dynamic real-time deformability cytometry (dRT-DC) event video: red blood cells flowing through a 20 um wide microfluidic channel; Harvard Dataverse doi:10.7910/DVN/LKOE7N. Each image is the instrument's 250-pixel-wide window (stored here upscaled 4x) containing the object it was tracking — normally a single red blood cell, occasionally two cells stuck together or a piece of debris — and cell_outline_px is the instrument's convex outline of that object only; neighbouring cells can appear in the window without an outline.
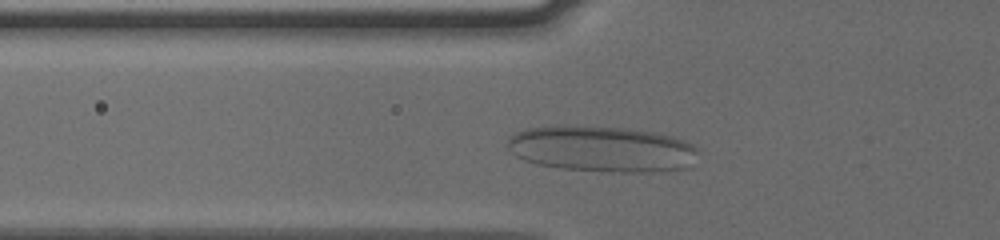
{"species": "human", "species_latin": "Homo sapiens", "temperature_condition": "cold", "stored_images_in_passage": 36, "camera_frame_rate_fps": 3000, "um_per_image_px": 0.085, "donor": {"sex": "male"}, "frame": {"image": 1, "passage_image": 9, "time_ms": 2.667, "image_size_px": [1000, 240], "cell_outline_px": [[696, 152], [688, 168], [656, 172], [608, 172], [560, 168], [536, 164], [524, 160], [516, 156], [508, 148], [508, 136], [516, 132], [528, 128], [552, 124], [624, 128], [652, 132], [672, 136], [684, 140], [692, 144], [696, 148]], "centroid_in_image_um": [51.1, 12.65], "position_along_channel_um": 74.7, "area_um2": 51.44}}
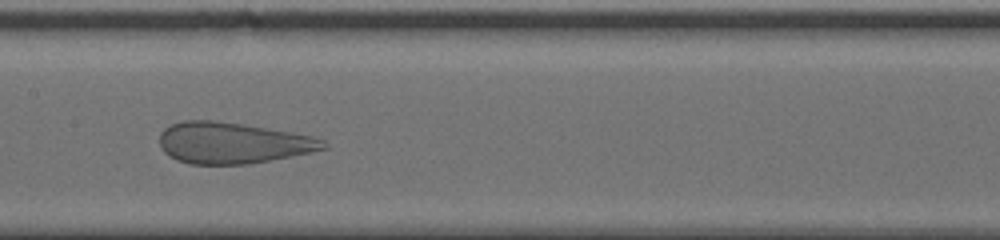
{"frame": {"image": 2, "passage_image": 18, "time_ms": 5.667, "image_size_px": [1000, 240], "cell_outline_px": [[328, 148], [312, 152], [292, 156], [248, 164], [192, 164], [176, 160], [168, 156], [160, 148], [160, 132], [164, 128], [172, 124], [184, 120], [212, 120], [268, 128], [292, 132], [312, 136], [324, 140], [328, 144]], "centroid_in_image_um": [19.77, 12.15], "position_along_channel_um": 187.6, "area_um2": 39.42}}
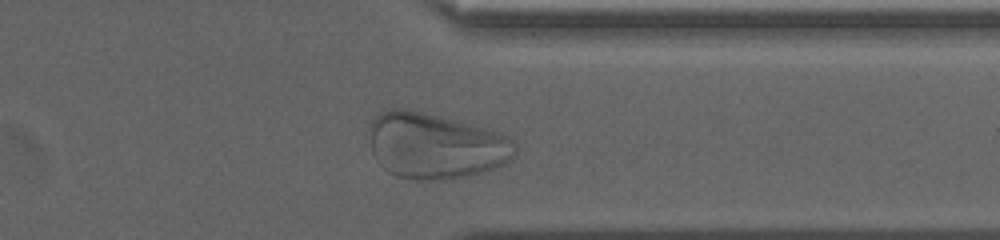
{"frame": {"image": 3, "passage_image": 33, "time_ms": 10.667, "image_size_px": [1000, 240], "cell_outline_px": [[516, 156], [512, 160], [496, 168], [468, 176], [440, 180], [416, 180], [396, 176], [388, 172], [376, 160], [372, 152], [368, 128], [372, 120], [380, 112], [388, 108], [404, 108], [424, 112], [500, 132], [512, 140], [516, 144]], "centroid_in_image_um": [37.0, 12.4], "position_along_channel_um": 374.4, "area_um2": 56.36}}